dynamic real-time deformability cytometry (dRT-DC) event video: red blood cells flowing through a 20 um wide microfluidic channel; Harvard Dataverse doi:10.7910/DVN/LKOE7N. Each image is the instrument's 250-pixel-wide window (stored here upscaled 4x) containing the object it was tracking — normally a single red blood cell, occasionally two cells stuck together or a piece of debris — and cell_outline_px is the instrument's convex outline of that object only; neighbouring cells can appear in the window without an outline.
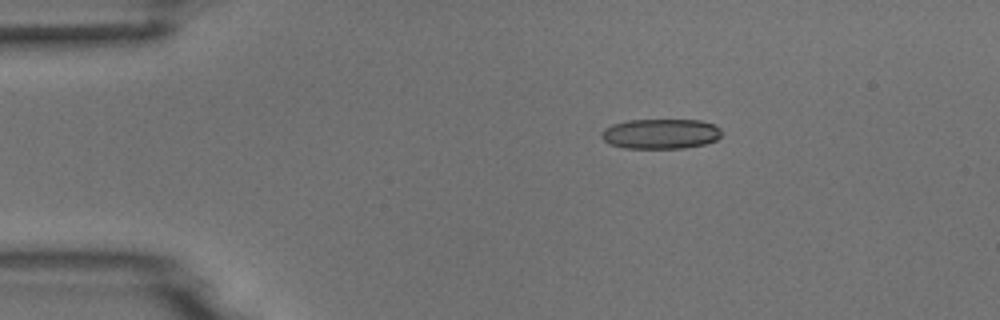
{"species": "common noctule bat (a hibernating species)", "species_latin": "Nyctalus noctula", "temperature_condition": "room temperature", "stored_images_in_passage": 5, "camera_frame_rate_fps": 3000, "um_per_image_px": 0.085, "animal": {"sex": "male", "body_mass_g": 18.8}, "frame": {"image": 1, "passage_image": 2, "time_ms": 1.333, "image_size_px": [1000, 320], "cell_outline_px": [[720, 136], [716, 140], [704, 144], [684, 148], [624, 148], [608, 144], [600, 136], [600, 132], [604, 128], [612, 124], [628, 120], [700, 120], [716, 124], [720, 128]], "centroid_in_image_um": [56.12, 11.37], "position_along_channel_um": 28.9, "area_um2": 21.21}}